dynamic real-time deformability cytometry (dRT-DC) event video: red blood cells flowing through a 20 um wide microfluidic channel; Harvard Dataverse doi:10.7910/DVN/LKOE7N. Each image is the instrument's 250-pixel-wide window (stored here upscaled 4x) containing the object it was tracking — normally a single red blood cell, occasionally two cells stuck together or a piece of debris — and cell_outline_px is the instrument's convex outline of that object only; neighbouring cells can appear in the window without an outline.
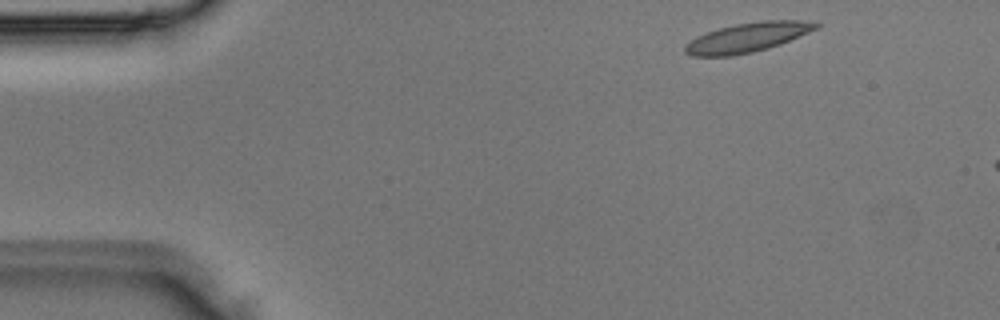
{"species": "Egyptian fruit bat (a non-hibernating species)", "species_latin": "Rousettus aegyptiacus", "temperature_condition": "room temperature", "stored_images_in_passage": 3, "camera_frame_rate_fps": 3000, "um_per_image_px": 0.085, "animal": {"sex": "male"}, "frame": {"image": 1, "passage_image": 1, "time_ms": 0.0, "image_size_px": [1000, 320], "cell_outline_px": [[820, 24], [816, 28], [808, 32], [780, 44], [768, 48], [752, 52], [732, 56], [692, 56], [684, 52], [684, 48], [696, 36], [720, 28], [736, 24], [764, 20], [800, 20]], "centroid_in_image_um": [63.51, 3.19], "position_along_channel_um": 21.5, "area_um2": 22.02}}